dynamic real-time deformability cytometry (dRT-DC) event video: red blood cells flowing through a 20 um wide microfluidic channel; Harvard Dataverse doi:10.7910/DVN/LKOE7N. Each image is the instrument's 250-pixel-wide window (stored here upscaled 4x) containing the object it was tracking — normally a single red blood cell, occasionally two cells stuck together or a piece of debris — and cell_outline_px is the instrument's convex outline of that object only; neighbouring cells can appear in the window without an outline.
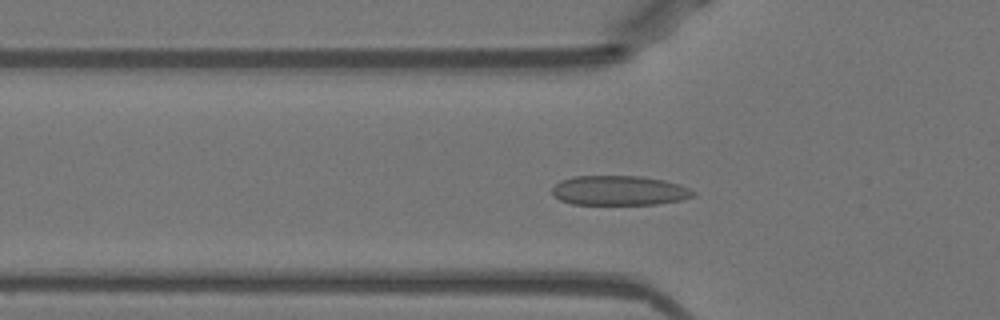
{"species": "Egyptian fruit bat (a non-hibernating species)", "species_latin": "Rousettus aegyptiacus", "temperature_condition": "warm", "stored_images_in_passage": 50, "camera_frame_rate_fps": 3000, "um_per_image_px": 0.085, "animal": {"sex": "female"}, "frame": {"image": 1, "passage_image": 16, "time_ms": 5.0, "image_size_px": [1000, 320], "cell_outline_px": [[696, 196], [680, 200], [656, 204], [572, 204], [560, 200], [552, 192], [552, 188], [560, 180], [572, 176], [640, 176], [664, 180], [688, 188], [696, 192]], "centroid_in_image_um": [52.62, 16.19], "position_along_channel_um": 73.2, "area_um2": 24.28}}
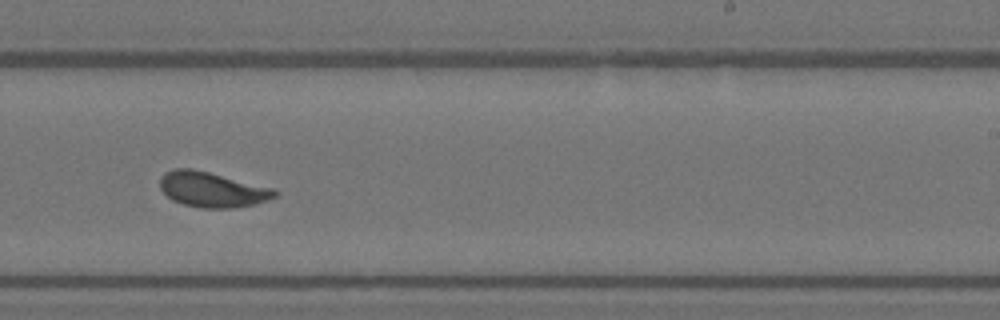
{"frame": {"image": 2, "passage_image": 31, "time_ms": 10.0, "image_size_px": [1000, 320], "cell_outline_px": [[280, 192], [276, 196], [268, 200], [256, 204], [232, 208], [200, 208], [184, 204], [172, 200], [160, 188], [160, 176], [164, 172], [176, 168], [192, 168], [272, 188]], "centroid_in_image_um": [18.02, 16.11], "position_along_channel_um": 271.0, "area_um2": 23.47}}
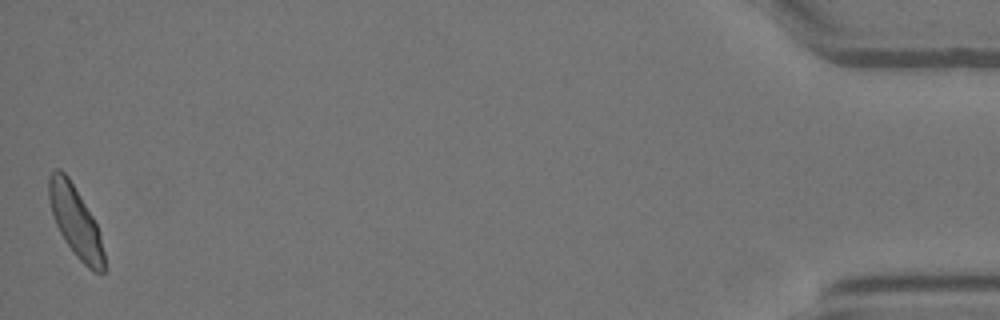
{"frame": {"image": 3, "passage_image": 50, "time_ms": 16.333, "image_size_px": [1000, 320], "cell_outline_px": [[104, 272], [92, 272], [76, 256], [64, 240], [52, 216], [48, 200], [48, 176], [56, 168], [60, 168], [68, 176], [92, 216], [96, 224], [100, 236], [104, 252]], "centroid_in_image_um": [6.38, 18.81], "position_along_channel_um": 428.8, "area_um2": 22.6}, "authors_computed_cell_mechanics": {"area_um2": 23.1489, "velocity_mm_per_s": 3.9492, "shape_relaxation_time_tau1_ms": 3.8276, "shape_relaxation_time_tau2_ms": null, "deformation_change_tau1": 0.138, "deformation_change_tau2": null}}